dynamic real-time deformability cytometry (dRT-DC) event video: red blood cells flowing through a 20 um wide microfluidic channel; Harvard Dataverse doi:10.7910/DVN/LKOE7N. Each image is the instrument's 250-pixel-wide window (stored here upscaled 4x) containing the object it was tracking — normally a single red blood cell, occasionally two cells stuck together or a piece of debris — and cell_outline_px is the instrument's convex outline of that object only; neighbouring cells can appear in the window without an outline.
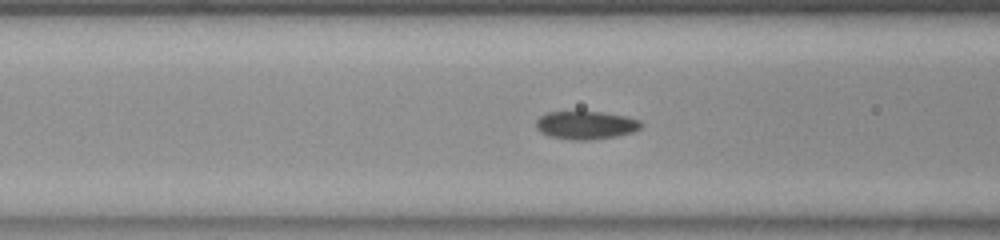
{"species": "common noctule bat (a hibernating species)", "species_latin": "Nyctalus noctula", "temperature_condition": "room temperature", "stored_images_in_passage": 27, "camera_frame_rate_fps": 3000, "um_per_image_px": 0.085, "animal": {"sex": "female", "body_mass_g": 23.0, "forearm_length_mm": 53.4}, "frame": {"image": 1, "passage_image": 5, "time_ms": 1.333, "image_size_px": [1000, 240], "cell_outline_px": [[644, 124], [640, 128], [632, 132], [616, 136], [588, 140], [572, 140], [548, 136], [540, 132], [536, 128], [536, 120], [544, 112], [604, 112], [624, 116], [640, 120]], "centroid_in_image_um": [49.77, 10.64], "position_along_channel_um": 116.8, "area_um2": 17.28}}
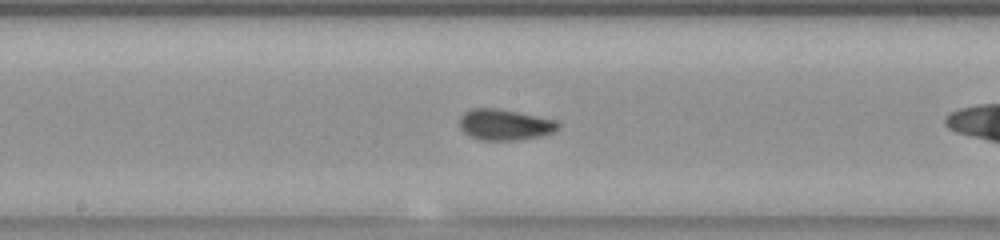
{"frame": {"image": 2, "passage_image": 12, "time_ms": 3.667, "image_size_px": [1000, 240], "cell_outline_px": [[560, 128], [552, 132], [540, 136], [516, 140], [480, 140], [464, 132], [460, 128], [460, 116], [464, 112], [472, 108], [500, 108], [556, 120], [560, 124]], "centroid_in_image_um": [42.91, 10.58], "position_along_channel_um": 205.3, "area_um2": 17.8}}
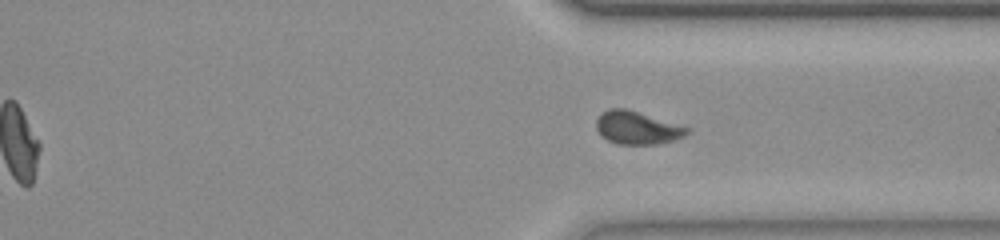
{"frame": {"image": 3, "passage_image": 24, "time_ms": 7.667, "image_size_px": [1000, 240], "cell_outline_px": [[692, 132], [684, 136], [672, 140], [656, 144], [616, 144], [600, 136], [596, 128], [596, 120], [600, 112], [608, 108], [624, 108], [688, 128]], "centroid_in_image_um": [54.08, 10.87], "position_along_channel_um": 357.3, "area_um2": 17.22}}